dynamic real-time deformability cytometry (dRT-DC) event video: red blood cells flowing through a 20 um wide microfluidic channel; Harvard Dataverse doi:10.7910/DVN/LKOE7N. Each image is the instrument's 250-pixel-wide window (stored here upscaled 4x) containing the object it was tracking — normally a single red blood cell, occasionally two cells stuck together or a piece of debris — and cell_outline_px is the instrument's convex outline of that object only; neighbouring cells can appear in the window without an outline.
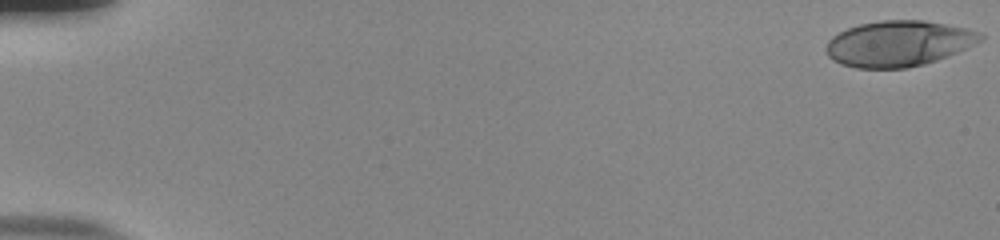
{"species": "human", "species_latin": "Homo sapiens", "temperature_condition": "room temperature", "stored_images_in_passage": 55, "camera_frame_rate_fps": 3000, "um_per_image_px": 0.085, "donor": {"sex": "male"}, "frame": {"image": 1, "passage_image": 1, "time_ms": 0.0, "image_size_px": [1000, 240], "cell_outline_px": [[984, 36], [980, 40], [948, 56], [924, 64], [908, 68], [856, 68], [840, 64], [832, 60], [828, 56], [824, 48], [828, 40], [832, 36], [848, 28], [860, 24], [880, 20], [924, 20], [964, 28], [980, 32]], "centroid_in_image_um": [76.31, 3.71], "position_along_channel_um": 8.7, "area_um2": 40.92}}
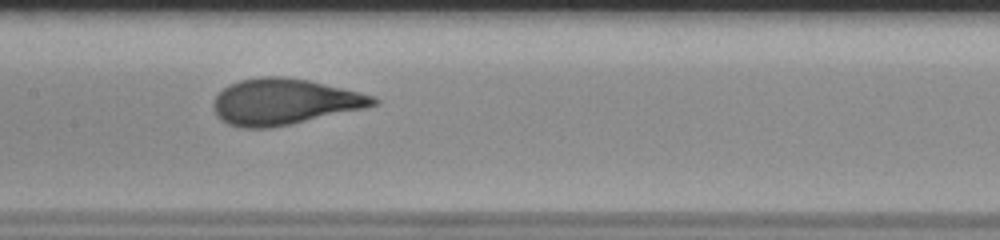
{"frame": {"image": 2, "passage_image": 29, "time_ms": 9.333, "image_size_px": [1000, 240], "cell_outline_px": [[380, 104], [368, 108], [292, 124], [272, 128], [240, 128], [228, 124], [220, 120], [216, 116], [212, 108], [212, 100], [228, 84], [240, 80], [260, 76], [284, 76], [308, 80], [376, 96], [380, 100]], "centroid_in_image_um": [24.17, 8.66], "position_along_channel_um": 183.2, "area_um2": 43.52}}
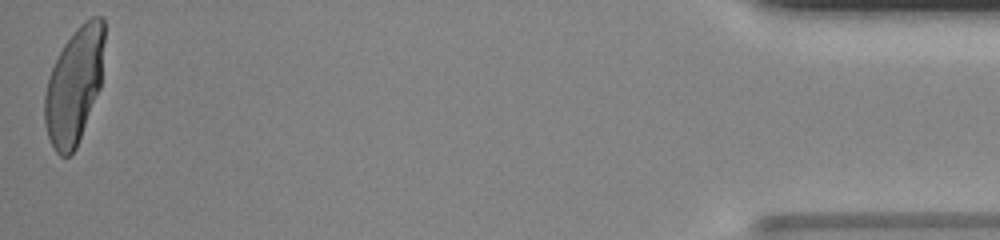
{"frame": {"image": 3, "passage_image": 55, "time_ms": 18.0, "image_size_px": [1000, 240], "cell_outline_px": [[104, 40], [100, 88], [76, 148], [68, 156], [60, 156], [56, 152], [48, 136], [44, 124], [44, 96], [48, 80], [52, 68], [64, 44], [76, 28], [84, 20], [92, 16], [104, 16]], "centroid_in_image_um": [6.31, 7.26], "position_along_channel_um": 428.9, "area_um2": 40.17}, "authors_computed_cell_mechanics": {"area_um2": 41.5004, "velocity_mm_per_s": 3.7818, "shape_relaxation_time_tau1_ms": 5.0584, "shape_relaxation_time_tau2_ms": null, "deformation_change_tau1": 0.231, "deformation_change_tau2": null}}